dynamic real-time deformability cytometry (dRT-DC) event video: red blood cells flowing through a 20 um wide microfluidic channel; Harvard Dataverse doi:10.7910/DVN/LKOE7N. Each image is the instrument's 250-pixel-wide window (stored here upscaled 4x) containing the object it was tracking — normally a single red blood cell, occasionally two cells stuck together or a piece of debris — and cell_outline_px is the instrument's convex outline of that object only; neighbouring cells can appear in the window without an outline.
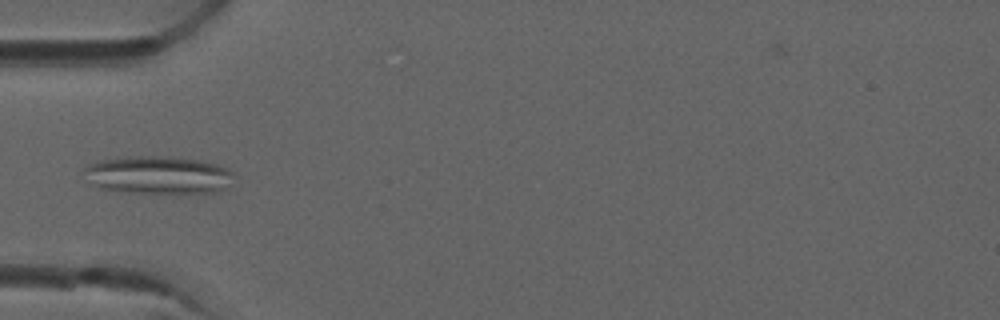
{"species": "common noctule bat (a hibernating species)", "species_latin": "Nyctalus noctula", "temperature_condition": "room temperature", "stored_images_in_passage": 3, "camera_frame_rate_fps": 3000, "um_per_image_px": 0.085, "animal": {"sex": "male", "forearm_length_mm": 52.5}, "frame": {"image": 1, "passage_image": 2, "time_ms": 0.333, "image_size_px": [1000, 320], "cell_outline_px": [[236, 176], [220, 192], [180, 196], [120, 192], [100, 188], [92, 184], [84, 168], [88, 164], [96, 160], [120, 156], [164, 156], [200, 160], [216, 164], [228, 168], [236, 172]], "centroid_in_image_um": [13.51, 14.92], "position_along_channel_um": 71.5, "area_um2": 34.62}}